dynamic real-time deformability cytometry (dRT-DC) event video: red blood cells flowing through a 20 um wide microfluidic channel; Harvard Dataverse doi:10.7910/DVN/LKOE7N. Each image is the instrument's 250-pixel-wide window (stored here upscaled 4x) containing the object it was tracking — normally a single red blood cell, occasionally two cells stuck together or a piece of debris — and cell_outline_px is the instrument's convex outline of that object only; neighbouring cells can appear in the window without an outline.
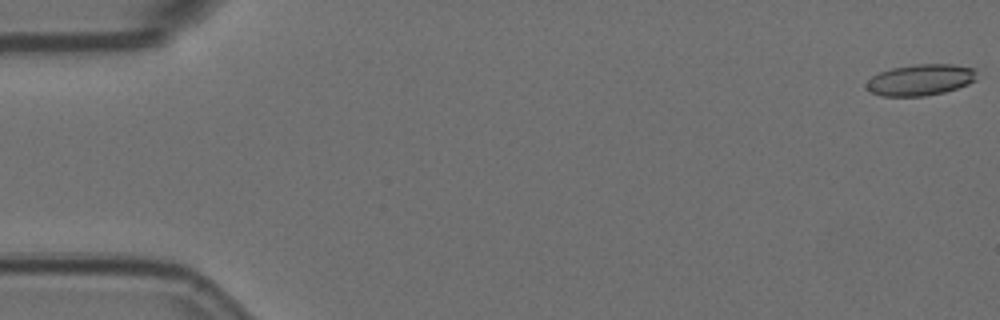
{"species": "Egyptian fruit bat (a non-hibernating species)", "species_latin": "Rousettus aegyptiacus", "temperature_condition": "room temperature", "stored_images_in_passage": 57, "camera_frame_rate_fps": 3000, "um_per_image_px": 0.085, "animal": {"sex": "female"}, "frame": {"image": 1, "passage_image": 1, "time_ms": 0.0, "image_size_px": [1000, 320], "cell_outline_px": [[976, 80], [968, 84], [944, 92], [924, 96], [880, 96], [872, 92], [868, 88], [868, 80], [872, 76], [880, 72], [892, 68], [916, 64], [952, 64], [976, 68]], "centroid_in_image_um": [78.28, 6.78], "position_along_channel_um": 6.7, "area_um2": 20.0}}
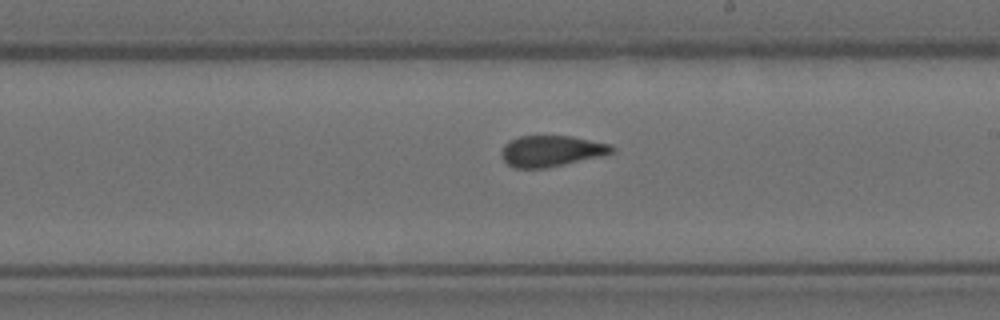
{"frame": {"image": 2, "passage_image": 33, "time_ms": 10.667, "image_size_px": [1000, 320], "cell_outline_px": [[616, 152], [604, 156], [544, 168], [516, 168], [508, 164], [500, 156], [500, 152], [504, 144], [508, 140], [520, 136], [572, 136], [612, 144], [616, 148]], "centroid_in_image_um": [46.9, 12.83], "position_along_channel_um": 242.1, "area_um2": 20.29}}
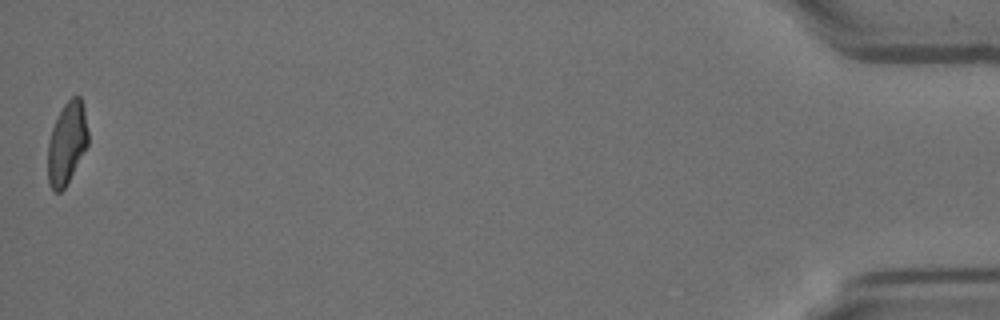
{"frame": {"image": 3, "passage_image": 57, "time_ms": 18.667, "image_size_px": [1000, 320], "cell_outline_px": [[88, 144], [64, 188], [60, 192], [52, 192], [48, 184], [48, 140], [52, 128], [64, 104], [72, 96], [80, 96], [84, 108], [88, 132]], "centroid_in_image_um": [5.67, 12.18], "position_along_channel_um": 429.5, "area_um2": 19.13}, "authors_computed_cell_mechanics": {"area_um2": 20.519, "velocity_mm_per_s": 3.5743, "shape_relaxation_time_tau1_ms": null, "shape_relaxation_time_tau2_ms": 1.2934, "deformation_change_tau1": null, "deformation_change_tau2": 0.0874}}